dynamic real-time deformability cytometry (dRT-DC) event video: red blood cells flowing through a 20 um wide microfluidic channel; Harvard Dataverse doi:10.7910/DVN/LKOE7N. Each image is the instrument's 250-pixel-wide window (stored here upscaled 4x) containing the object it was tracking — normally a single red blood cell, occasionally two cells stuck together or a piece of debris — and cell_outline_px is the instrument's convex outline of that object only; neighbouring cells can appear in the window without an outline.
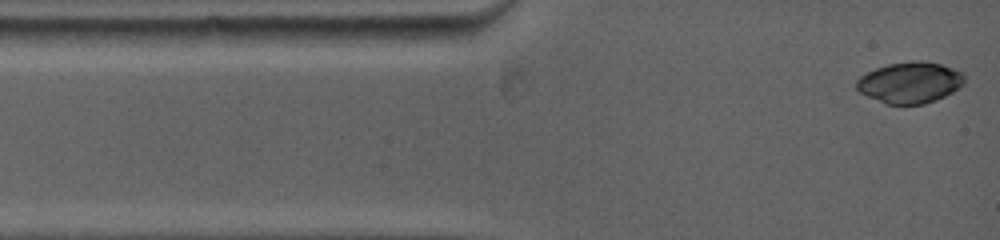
{"species": "common noctule bat (a hibernating species)", "species_latin": "Nyctalus noctula", "temperature_condition": "warm", "stored_images_in_passage": 44, "camera_frame_rate_fps": 5000, "um_per_image_px": 0.085, "animal": {"sex": "female", "body_mass_g": 19.0, "forearm_length_mm": 53.3}, "frame": {"image": 1, "passage_image": 1, "time_ms": 0.0, "image_size_px": [1000, 240], "cell_outline_px": [[964, 84], [952, 92], [936, 100], [924, 104], [884, 104], [860, 92], [856, 88], [856, 80], [860, 76], [876, 68], [888, 64], [912, 60], [924, 60], [940, 64], [964, 72]], "centroid_in_image_um": [77.35, 7.01], "position_along_channel_um": 7.6, "area_um2": 26.01}}
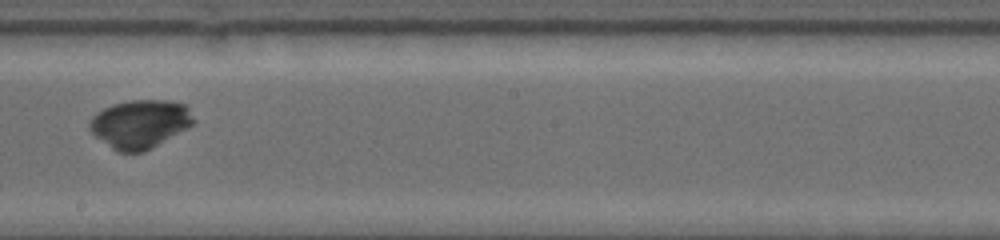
{"frame": {"image": 2, "passage_image": 26, "time_ms": 7.0, "image_size_px": [1000, 240], "cell_outline_px": [[196, 120], [192, 124], [152, 148], [144, 152], [116, 152], [96, 136], [88, 128], [88, 124], [92, 116], [96, 112], [112, 104], [132, 100], [168, 100], [184, 104], [188, 108]], "centroid_in_image_um": [11.87, 10.53], "position_along_channel_um": 236.3, "area_um2": 29.25}}
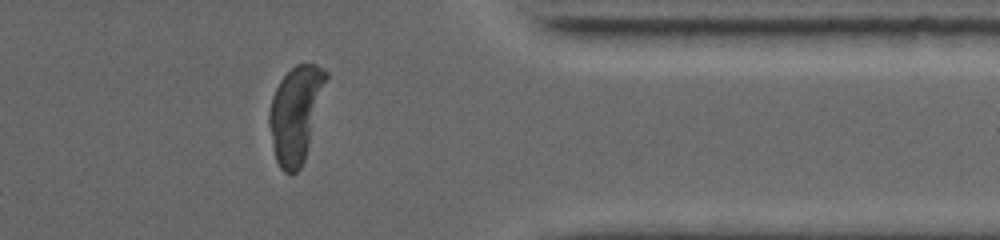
{"frame": {"image": 3, "passage_image": 44, "time_ms": 11.2, "image_size_px": [1000, 240], "cell_outline_px": [[328, 76], [304, 160], [300, 168], [296, 172], [284, 172], [280, 168], [276, 160], [272, 144], [268, 124], [268, 112], [272, 96], [280, 80], [296, 64], [316, 64], [328, 72]], "centroid_in_image_um": [25.11, 9.67], "position_along_channel_um": 386.3, "area_um2": 31.39}, "authors_computed_cell_mechanics": {"area_um2": 28.4665, "velocity_mm_per_s": 3.8986, "shape_relaxation_time_tau1_ms": 4.147, "shape_relaxation_time_tau2_ms": null, "deformation_change_tau1": 0.2266, "deformation_change_tau2": null}}